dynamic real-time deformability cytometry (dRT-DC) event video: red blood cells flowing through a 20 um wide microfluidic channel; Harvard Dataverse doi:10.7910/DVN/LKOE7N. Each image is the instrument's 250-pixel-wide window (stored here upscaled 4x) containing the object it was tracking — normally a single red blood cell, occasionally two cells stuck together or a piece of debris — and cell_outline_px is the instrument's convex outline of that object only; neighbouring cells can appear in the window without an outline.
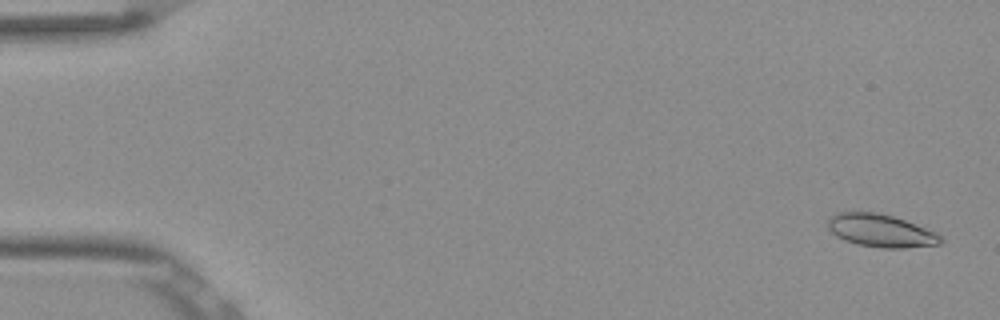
{"species": "Egyptian fruit bat (a non-hibernating species)", "species_latin": "Rousettus aegyptiacus", "temperature_condition": "room temperature", "stored_images_in_passage": 53, "camera_frame_rate_fps": 3000, "um_per_image_px": 0.085, "frame": {"image": 1, "passage_image": 2, "time_ms": 0.333, "image_size_px": [1000, 320], "cell_outline_px": [[944, 240], [940, 244], [904, 248], [880, 248], [856, 244], [844, 240], [836, 236], [828, 228], [828, 220], [832, 216], [840, 212], [876, 212], [892, 216], [904, 220], [936, 232]], "centroid_in_image_um": [74.87, 19.62], "position_along_channel_um": 10.1, "area_um2": 21.44}}
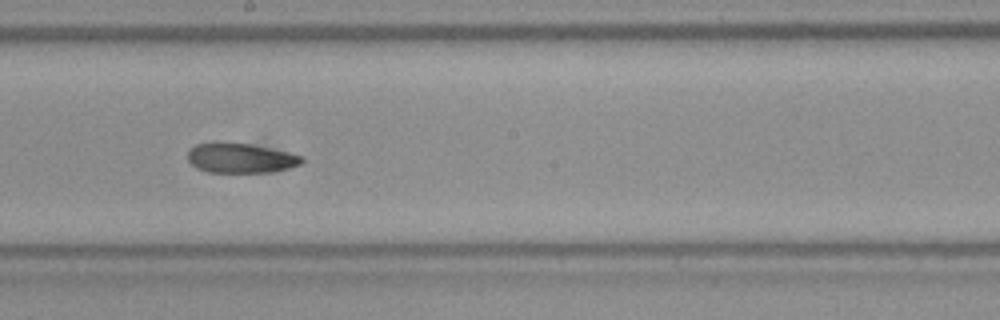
{"frame": {"image": 2, "passage_image": 30, "time_ms": 9.667, "image_size_px": [1000, 320], "cell_outline_px": [[304, 160], [300, 164], [288, 168], [268, 172], [208, 172], [196, 168], [188, 160], [188, 148], [196, 144], [216, 140], [248, 144], [288, 152], [304, 156]], "centroid_in_image_um": [20.39, 13.41], "position_along_channel_um": 227.8, "area_um2": 20.06}}
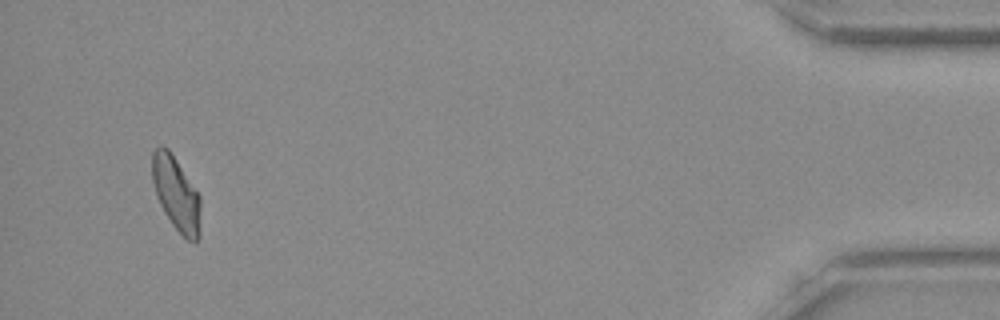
{"frame": {"image": 3, "passage_image": 51, "time_ms": 16.667, "image_size_px": [1000, 320], "cell_outline_px": [[200, 236], [196, 244], [188, 240], [172, 224], [164, 212], [156, 196], [152, 180], [152, 152], [160, 144], [168, 148], [200, 196]], "centroid_in_image_um": [14.97, 16.48], "position_along_channel_um": 420.2, "area_um2": 20.81}, "authors_computed_cell_mechanics": {"area_um2": 20.9814, "velocity_mm_per_s": 3.8247, "shape_relaxation_time_tau1_ms": 10.935, "shape_relaxation_time_tau2_ms": 2.2723, "deformation_change_tau1": 0.1977, "deformation_change_tau2": 0.0797}}